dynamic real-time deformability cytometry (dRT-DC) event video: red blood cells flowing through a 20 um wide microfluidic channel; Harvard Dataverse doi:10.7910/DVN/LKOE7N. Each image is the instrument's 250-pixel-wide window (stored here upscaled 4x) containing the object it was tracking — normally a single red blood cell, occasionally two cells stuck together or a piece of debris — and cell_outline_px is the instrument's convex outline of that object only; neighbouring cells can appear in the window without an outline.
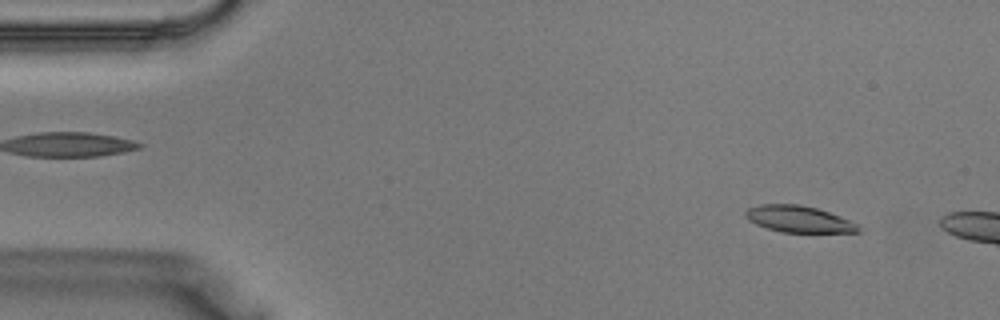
{"species": "Egyptian fruit bat (a non-hibernating species)", "species_latin": "Rousettus aegyptiacus", "temperature_condition": "warm", "stored_images_in_passage": 8, "camera_frame_rate_fps": 3000, "um_per_image_px": 0.085, "animal": {"sex": "male"}, "frame": {"image": 1, "passage_image": 3, "time_ms": 0.667, "image_size_px": [1000, 320], "cell_outline_px": [[864, 228], [860, 232], [780, 232], [756, 224], [748, 220], [744, 216], [744, 212], [748, 208], [760, 204], [800, 204], [816, 208], [840, 216]], "centroid_in_image_um": [67.88, 18.62], "position_along_channel_um": 17.1, "area_um2": 17.46}}